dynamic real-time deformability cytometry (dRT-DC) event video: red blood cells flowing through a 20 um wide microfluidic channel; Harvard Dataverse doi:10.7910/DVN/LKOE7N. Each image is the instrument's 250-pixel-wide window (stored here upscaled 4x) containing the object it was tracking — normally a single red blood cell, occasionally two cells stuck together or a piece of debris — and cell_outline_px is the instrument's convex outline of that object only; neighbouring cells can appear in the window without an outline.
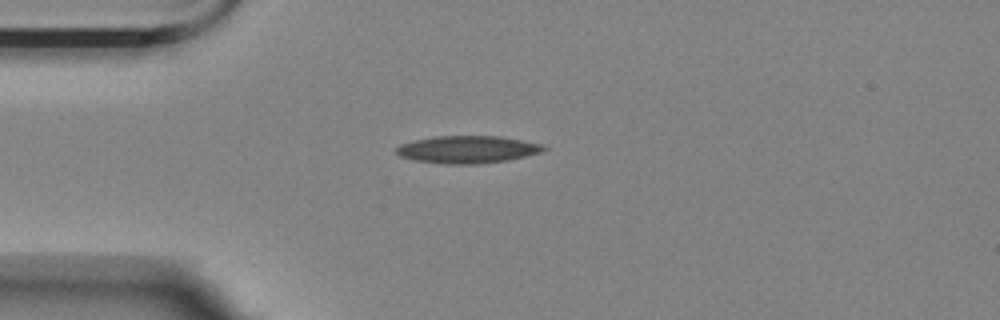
{"species": "Egyptian fruit bat (a non-hibernating species)", "species_latin": "Rousettus aegyptiacus", "temperature_condition": "room temperature", "stored_images_in_passage": 43, "camera_frame_rate_fps": 3000, "um_per_image_px": 0.085, "animal": {"sex": "female"}, "frame": {"image": 1, "passage_image": 1, "time_ms": 0.0, "image_size_px": [1000, 320], "cell_outline_px": [[548, 148], [540, 152], [508, 160], [480, 164], [444, 164], [416, 160], [400, 156], [396, 152], [396, 148], [400, 144], [416, 140], [436, 136], [500, 136], [544, 144]], "centroid_in_image_um": [39.76, 12.7], "position_along_channel_um": 45.2, "area_um2": 23.47}}
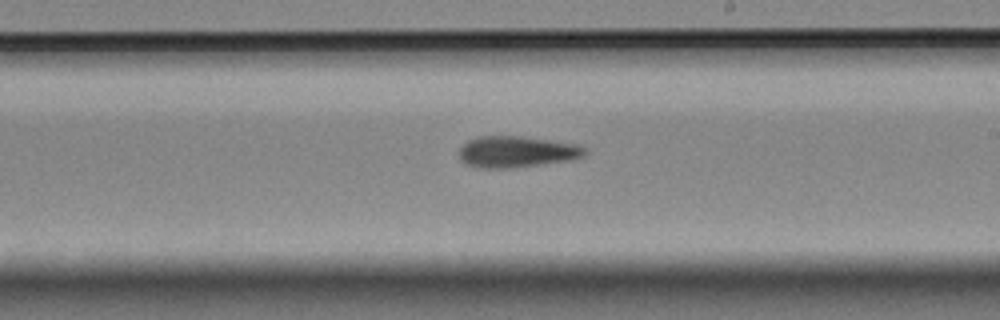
{"frame": {"image": 2, "passage_image": 19, "time_ms": 6.0, "image_size_px": [1000, 320], "cell_outline_px": [[588, 152], [584, 156], [572, 160], [508, 168], [480, 168], [468, 164], [460, 160], [460, 148], [468, 140], [476, 136], [520, 136], [576, 144], [584, 148]], "centroid_in_image_um": [43.91, 12.9], "position_along_channel_um": 245.1, "area_um2": 22.77}}
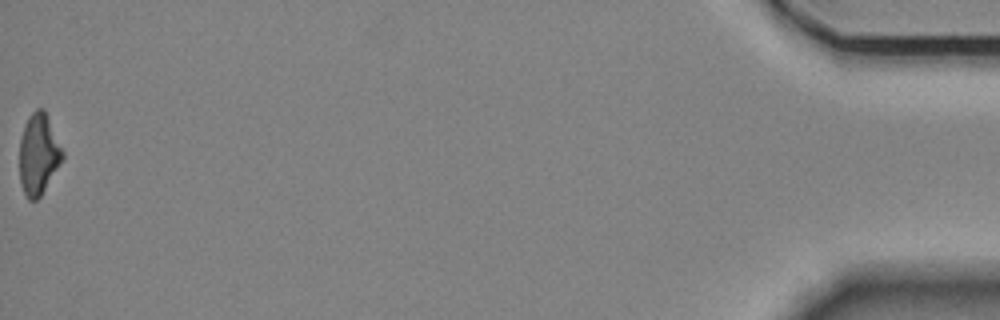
{"frame": {"image": 3, "passage_image": 43, "time_ms": 14.0, "image_size_px": [1000, 320], "cell_outline_px": [[64, 160], [40, 196], [36, 200], [28, 200], [20, 184], [20, 140], [24, 124], [28, 116], [36, 108], [44, 108], [48, 116], [64, 152]], "centroid_in_image_um": [3.29, 13.09], "position_along_channel_um": 431.9, "area_um2": 20.52}}